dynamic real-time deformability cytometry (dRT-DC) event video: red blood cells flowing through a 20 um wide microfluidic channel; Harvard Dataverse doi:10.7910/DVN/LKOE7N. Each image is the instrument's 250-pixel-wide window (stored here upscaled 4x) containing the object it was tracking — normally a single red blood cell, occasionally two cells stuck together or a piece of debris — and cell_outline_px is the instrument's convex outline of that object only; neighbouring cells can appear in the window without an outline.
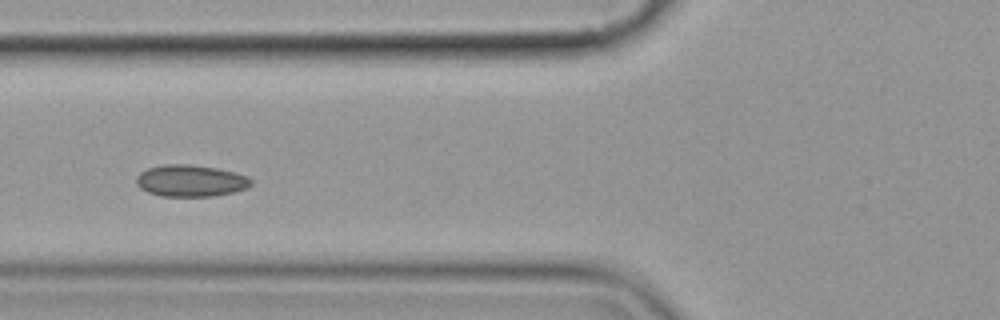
{"species": "common noctule bat (a hibernating species)", "species_latin": "Nyctalus noctula", "temperature_condition": "cold", "stored_images_in_passage": 7, "camera_frame_rate_fps": 3000, "um_per_image_px": 0.085, "animal": {"sex": "female", "body_mass_g": 19.9}, "frame": {"image": 1, "passage_image": 6, "time_ms": 6.0, "image_size_px": [1000, 320], "cell_outline_px": [[252, 184], [248, 188], [232, 192], [212, 196], [160, 196], [148, 192], [140, 188], [136, 184], [136, 176], [140, 172], [148, 168], [164, 164], [188, 164], [216, 168], [248, 176], [252, 180]], "centroid_in_image_um": [16.18, 15.36], "position_along_channel_um": 109.6, "area_um2": 21.21}}
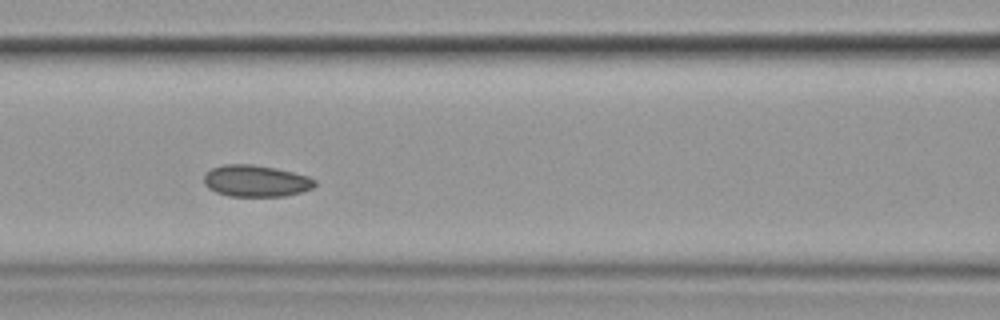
{"frame": {"image": 2, "passage_image": 7, "time_ms": 7.0, "image_size_px": [1000, 320], "cell_outline_px": [[316, 184], [312, 188], [300, 192], [284, 196], [228, 196], [216, 192], [208, 188], [204, 184], [204, 176], [212, 168], [224, 164], [252, 164], [276, 168], [308, 176], [316, 180]], "centroid_in_image_um": [21.74, 15.38], "position_along_channel_um": 144.9, "area_um2": 20.4}}